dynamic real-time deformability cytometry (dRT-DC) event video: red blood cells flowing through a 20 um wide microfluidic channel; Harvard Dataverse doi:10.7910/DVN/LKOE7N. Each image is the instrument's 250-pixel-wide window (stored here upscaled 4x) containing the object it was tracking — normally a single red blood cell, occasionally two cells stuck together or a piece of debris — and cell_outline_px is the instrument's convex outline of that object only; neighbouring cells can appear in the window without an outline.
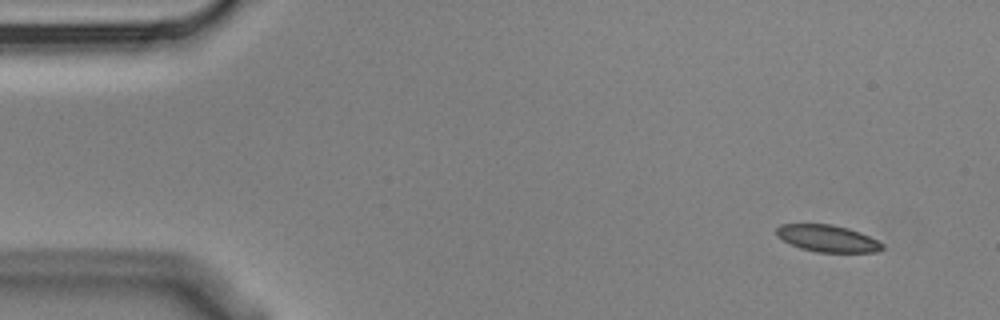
{"species": "Egyptian fruit bat (a non-hibernating species)", "species_latin": "Rousettus aegyptiacus", "temperature_condition": "cold", "stored_images_in_passage": 10, "camera_frame_rate_fps": 3000, "um_per_image_px": 0.085, "animal": {"sex": "male"}, "frame": {"image": 1, "passage_image": 1, "time_ms": 0.0, "image_size_px": [1000, 320], "cell_outline_px": [[884, 248], [876, 252], [816, 252], [800, 248], [776, 236], [776, 228], [780, 224], [832, 224], [848, 228], [860, 232], [884, 244]], "centroid_in_image_um": [70.33, 20.26], "position_along_channel_um": 14.7, "area_um2": 16.53}}
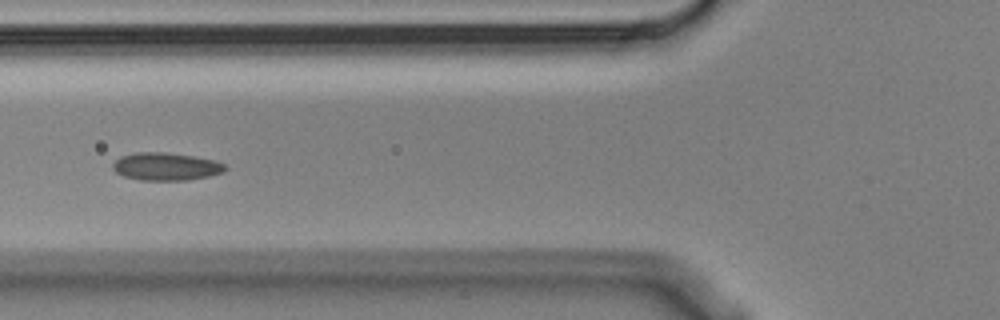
{"frame": {"image": 2, "passage_image": 6, "time_ms": 1.667, "image_size_px": [1000, 320], "cell_outline_px": [[228, 168], [224, 172], [208, 176], [188, 180], [140, 180], [124, 176], [116, 172], [112, 168], [112, 164], [120, 156], [136, 152], [164, 152], [192, 156], [216, 160], [224, 164]], "centroid_in_image_um": [14.11, 14.15], "position_along_channel_um": 111.7, "area_um2": 18.21}}
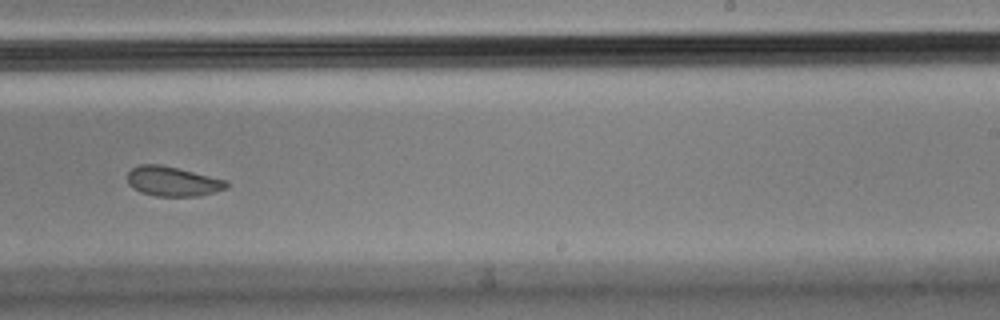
{"frame": {"image": 3, "passage_image": 10, "time_ms": 3.0, "image_size_px": [1000, 320], "cell_outline_px": [[228, 188], [200, 196], [156, 196], [140, 192], [132, 188], [128, 184], [128, 172], [132, 168], [140, 164], [160, 164], [224, 180], [228, 184]], "centroid_in_image_um": [14.63, 15.43], "position_along_channel_um": 274.4, "area_um2": 16.94}}